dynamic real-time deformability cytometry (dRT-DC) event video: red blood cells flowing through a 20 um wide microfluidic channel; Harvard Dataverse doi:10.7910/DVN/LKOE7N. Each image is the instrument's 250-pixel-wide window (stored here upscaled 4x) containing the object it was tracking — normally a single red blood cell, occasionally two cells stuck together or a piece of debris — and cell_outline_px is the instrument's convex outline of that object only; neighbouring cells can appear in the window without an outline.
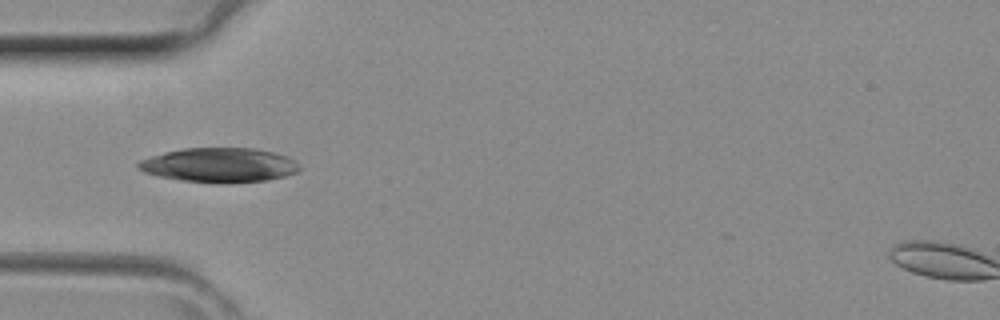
{"species": "common noctule bat (a hibernating species)", "species_latin": "Nyctalus noctula", "temperature_condition": "room temperature", "stored_images_in_passage": 19, "camera_frame_rate_fps": 3000, "um_per_image_px": 0.085, "animal": {"sex": "female", "body_mass_g": 29.2, "forearm_length_mm": 56.3}, "frame": {"image": 1, "passage_image": 1, "time_ms": 0.0, "image_size_px": [1000, 320], "cell_outline_px": [[300, 168], [296, 172], [284, 176], [268, 180], [184, 180], [160, 176], [144, 172], [136, 164], [140, 160], [164, 152], [184, 148], [256, 148], [288, 156], [296, 160], [300, 164]], "centroid_in_image_um": [18.68, 13.97], "position_along_channel_um": 66.3, "area_um2": 31.15}}